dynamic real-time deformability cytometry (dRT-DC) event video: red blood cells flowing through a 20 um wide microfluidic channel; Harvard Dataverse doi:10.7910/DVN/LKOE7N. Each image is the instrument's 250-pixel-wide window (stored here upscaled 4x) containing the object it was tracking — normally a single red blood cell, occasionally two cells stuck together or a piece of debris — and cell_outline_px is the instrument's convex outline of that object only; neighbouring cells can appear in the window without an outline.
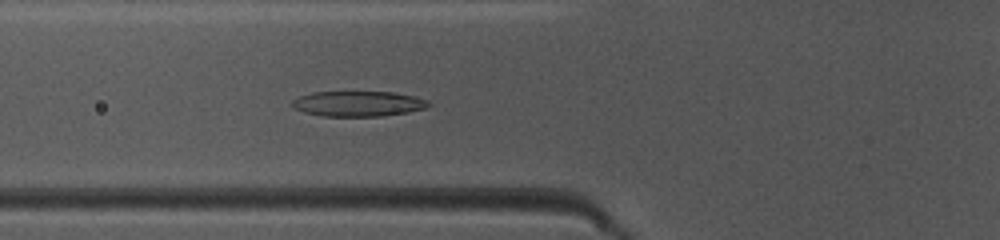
{"species": "common noctule bat (a hibernating species)", "species_latin": "Nyctalus noctula", "temperature_condition": "warm", "stored_images_in_passage": 36, "camera_frame_rate_fps": 3000, "um_per_image_px": 0.085, "animal": {"sex": "female", "body_mass_g": 10.0, "forearm_length_mm": 53.1}, "frame": {"image": 1, "passage_image": 5, "time_ms": 1.333, "image_size_px": [1000, 240], "cell_outline_px": [[432, 104], [428, 108], [408, 112], [380, 116], [320, 116], [304, 112], [296, 108], [292, 104], [292, 100], [300, 96], [312, 92], [392, 92], [412, 96], [428, 100]], "centroid_in_image_um": [30.47, 8.82], "position_along_channel_um": 95.3, "area_um2": 20.06}}
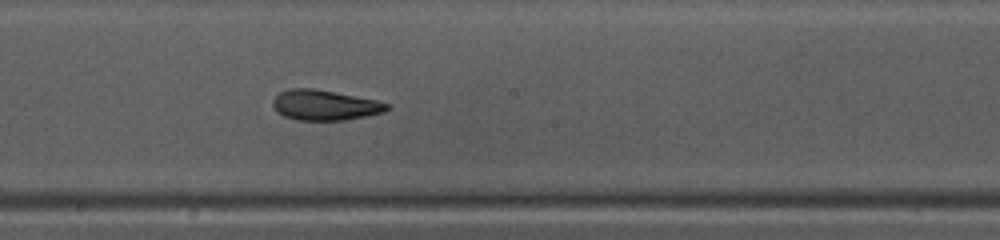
{"frame": {"image": 2, "passage_image": 14, "time_ms": 4.333, "image_size_px": [1000, 240], "cell_outline_px": [[392, 108], [384, 112], [344, 120], [296, 120], [284, 116], [276, 112], [272, 104], [272, 100], [280, 92], [288, 88], [312, 88], [376, 100], [392, 104]], "centroid_in_image_um": [27.6, 8.94], "position_along_channel_um": 220.6, "area_um2": 20.17}}
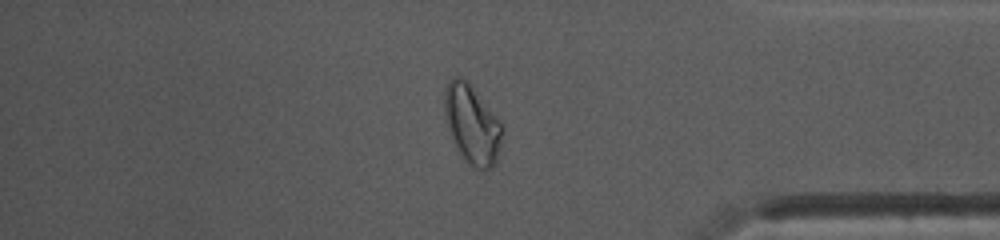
{"frame": {"image": 3, "passage_image": 28, "time_ms": 9.0, "image_size_px": [1000, 240], "cell_outline_px": [[504, 128], [496, 160], [492, 168], [476, 168], [468, 164], [460, 152], [452, 136], [444, 116], [444, 88], [448, 80], [452, 76], [460, 76], [472, 88]], "centroid_in_image_um": [40.09, 10.56], "position_along_channel_um": 395.1, "area_um2": 25.66}, "authors_computed_cell_mechanics": {"area_um2": 20.6346, "velocity_mm_per_s": 4.1449, "shape_relaxation_time_tau1_ms": 3.4388, "shape_relaxation_time_tau2_ms": 3.1466, "deformation_change_tau1": 0.16, "deformation_change_tau2": 0.0723}}